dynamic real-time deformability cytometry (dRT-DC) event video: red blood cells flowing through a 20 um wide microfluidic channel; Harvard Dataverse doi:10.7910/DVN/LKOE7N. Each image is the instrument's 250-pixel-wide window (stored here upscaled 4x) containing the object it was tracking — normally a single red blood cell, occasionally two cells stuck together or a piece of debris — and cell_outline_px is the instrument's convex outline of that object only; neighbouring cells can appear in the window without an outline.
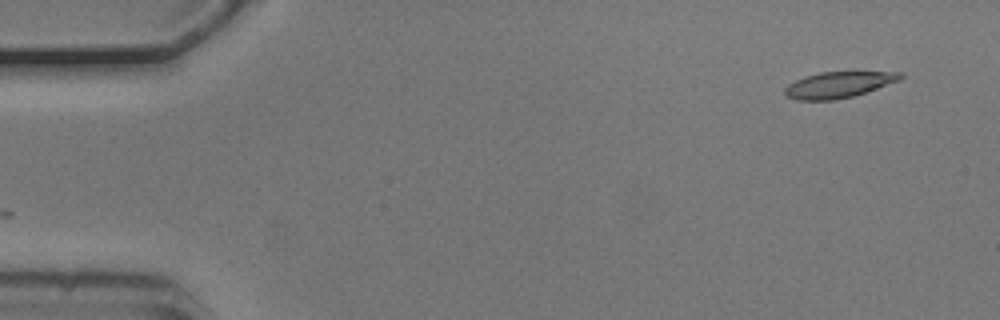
{"species": "common noctule bat (a hibernating species)", "species_latin": "Nyctalus noctula", "temperature_condition": "cold", "stored_images_in_passage": 2, "camera_frame_rate_fps": 3000, "um_per_image_px": 0.085, "animal": {"sex": "male", "body_mass_g": 20.5, "forearm_length_mm": 52.5}, "frame": {"image": 1, "passage_image": 2, "time_ms": 0.333, "image_size_px": [1000, 320], "cell_outline_px": [[904, 76], [900, 80], [852, 96], [836, 100], [796, 100], [784, 96], [784, 88], [788, 84], [804, 76], [820, 72], [904, 72]], "centroid_in_image_um": [71.23, 7.2], "position_along_channel_um": 13.8, "area_um2": 17.51}}